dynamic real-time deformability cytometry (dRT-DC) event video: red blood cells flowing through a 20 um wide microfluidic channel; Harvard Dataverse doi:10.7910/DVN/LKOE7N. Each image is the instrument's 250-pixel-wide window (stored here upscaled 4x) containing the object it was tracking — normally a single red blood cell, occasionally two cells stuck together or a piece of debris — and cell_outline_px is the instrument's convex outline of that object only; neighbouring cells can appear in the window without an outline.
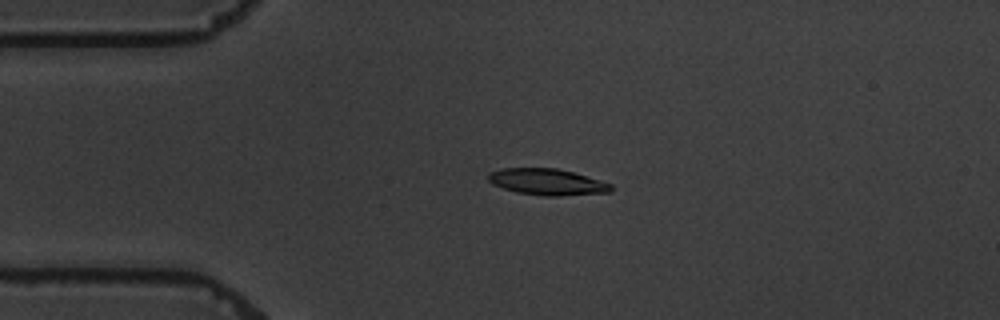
{"species": "common noctule bat (a hibernating species)", "species_latin": "Nyctalus noctula", "temperature_condition": "warm", "stored_images_in_passage": 6, "camera_frame_rate_fps": 3000, "um_per_image_px": 0.085, "animal": {"sex": "male", "body_mass_g": 19.5, "forearm_length_mm": 54.6}, "frame": {"image": 1, "passage_image": 4, "time_ms": 3.333, "image_size_px": [1000, 320], "cell_outline_px": [[612, 192], [556, 196], [544, 196], [516, 192], [492, 184], [488, 180], [488, 172], [504, 168], [556, 168], [572, 172], [600, 180], [612, 184]], "centroid_in_image_um": [46.5, 15.46], "position_along_channel_um": 38.5, "area_um2": 18.79}}
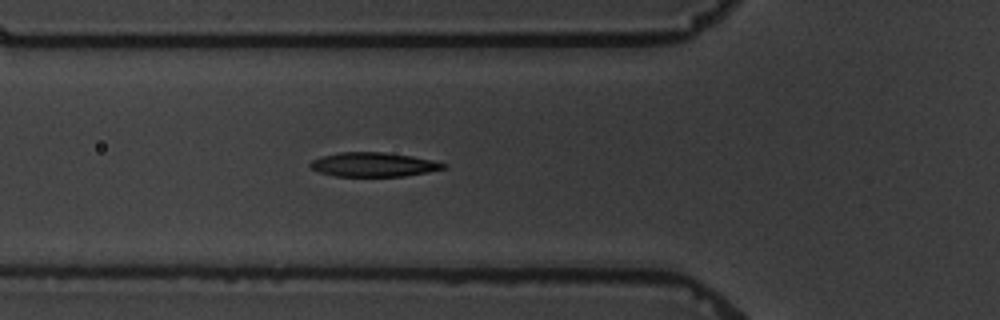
{"frame": {"image": 2, "passage_image": 6, "time_ms": 5.667, "image_size_px": [1000, 320], "cell_outline_px": [[448, 168], [428, 172], [404, 176], [336, 176], [320, 172], [312, 168], [308, 164], [312, 160], [320, 156], [340, 152], [384, 152], [412, 156], [432, 160], [448, 164]], "centroid_in_image_um": [31.77, 13.98], "position_along_channel_um": 94.0, "area_um2": 18.84}}